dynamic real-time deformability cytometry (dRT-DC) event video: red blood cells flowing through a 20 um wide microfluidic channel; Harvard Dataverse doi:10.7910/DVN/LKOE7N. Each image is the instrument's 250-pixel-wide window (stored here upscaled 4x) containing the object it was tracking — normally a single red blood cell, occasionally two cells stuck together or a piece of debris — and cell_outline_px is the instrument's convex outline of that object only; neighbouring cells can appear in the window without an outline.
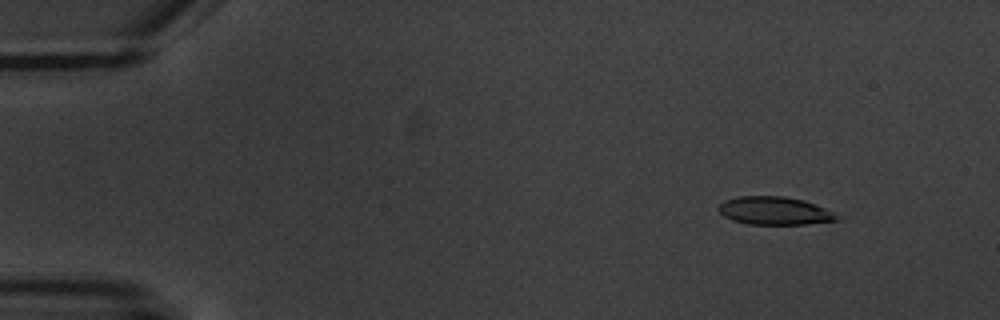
{"species": "common noctule bat (a hibernating species)", "species_latin": "Nyctalus noctula", "temperature_condition": "warm", "stored_images_in_passage": 5, "camera_frame_rate_fps": 3000, "um_per_image_px": 0.085, "animal": {"sex": "male", "body_mass_g": 20.1, "forearm_length_mm": 53.5}, "frame": {"image": 1, "passage_image": 2, "time_ms": 1.0, "image_size_px": [1000, 320], "cell_outline_px": [[840, 220], [808, 224], [748, 224], [732, 220], [724, 216], [716, 208], [724, 200], [736, 196], [784, 196], [804, 200], [816, 204], [832, 212]], "centroid_in_image_um": [65.8, 17.91], "position_along_channel_um": 19.2, "area_um2": 19.36}}
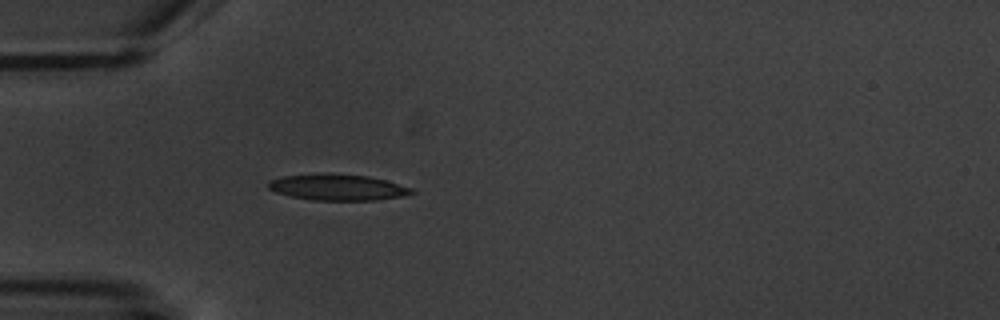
{"frame": {"image": 2, "passage_image": 5, "time_ms": 4.667, "image_size_px": [1000, 320], "cell_outline_px": [[416, 192], [404, 196], [376, 200], [312, 200], [292, 196], [276, 192], [268, 188], [268, 180], [280, 176], [328, 172], [368, 176], [384, 180], [412, 188]], "centroid_in_image_um": [28.67, 15.9], "position_along_channel_um": 56.3, "area_um2": 22.02}}